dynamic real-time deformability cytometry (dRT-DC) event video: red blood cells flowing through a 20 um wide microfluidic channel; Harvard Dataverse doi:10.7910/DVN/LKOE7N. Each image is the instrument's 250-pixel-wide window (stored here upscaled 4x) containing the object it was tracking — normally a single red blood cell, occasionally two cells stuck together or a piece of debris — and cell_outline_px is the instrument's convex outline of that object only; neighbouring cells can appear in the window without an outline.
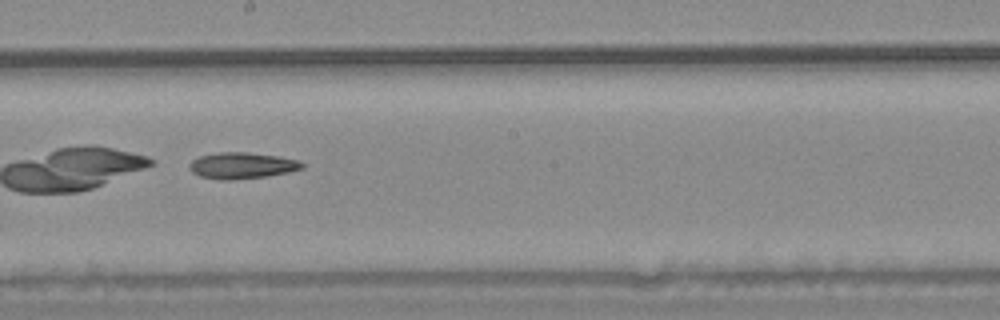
{"species": "common noctule bat (a hibernating species)", "species_latin": "Nyctalus noctula", "temperature_condition": "warm", "stored_images_in_passage": 55, "camera_frame_rate_fps": 3000, "um_per_image_px": 0.085, "animal": {"sex": "male", "body_mass_g": 20.4}, "frame": {"image": 1, "passage_image": 32, "time_ms": 10.333, "image_size_px": [1000, 320], "cell_outline_px": [[304, 168], [288, 172], [268, 176], [232, 180], [220, 180], [200, 176], [192, 172], [188, 168], [188, 164], [192, 160], [200, 156], [220, 152], [248, 152], [280, 156], [300, 160], [304, 164]], "centroid_in_image_um": [20.58, 14.07], "position_along_channel_um": 227.6, "area_um2": 17.46}}